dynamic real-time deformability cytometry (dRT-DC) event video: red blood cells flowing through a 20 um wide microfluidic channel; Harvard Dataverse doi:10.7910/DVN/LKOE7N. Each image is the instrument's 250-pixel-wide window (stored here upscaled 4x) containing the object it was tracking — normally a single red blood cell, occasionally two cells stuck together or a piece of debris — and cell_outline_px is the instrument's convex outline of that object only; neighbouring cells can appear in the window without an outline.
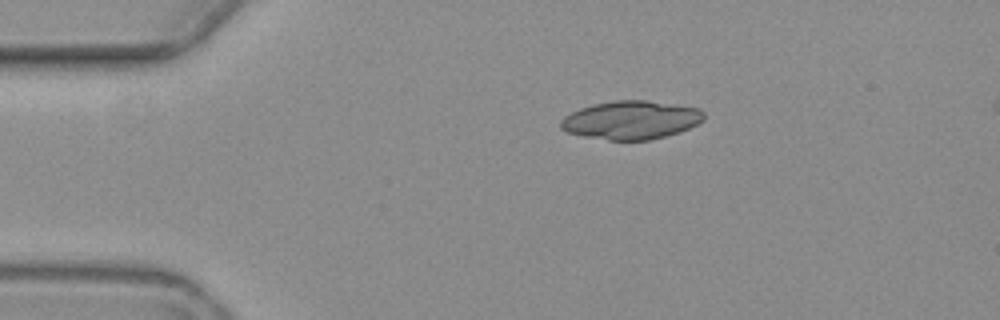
{"species": "common noctule bat (a hibernating species)", "species_latin": "Nyctalus noctula", "temperature_condition": "warm", "stored_images_in_passage": 6, "segment_of_instrument_passage": [1, 2], "camera_frame_rate_fps": 3000, "um_per_image_px": 0.085, "animal": {"sex": "female", "body_mass_g": 19.3, "forearm_length_mm": 54.1}, "frame": {"image": 1, "passage_image": 1, "time_ms": 0.0, "image_size_px": [1000, 320], "cell_outline_px": [[704, 120], [680, 132], [648, 140], [608, 140], [584, 136], [568, 132], [560, 128], [560, 120], [564, 116], [580, 108], [592, 104], [616, 100], [648, 100], [700, 108], [704, 112]], "centroid_in_image_um": [53.64, 10.19], "position_along_channel_um": 31.4, "area_um2": 32.08}}